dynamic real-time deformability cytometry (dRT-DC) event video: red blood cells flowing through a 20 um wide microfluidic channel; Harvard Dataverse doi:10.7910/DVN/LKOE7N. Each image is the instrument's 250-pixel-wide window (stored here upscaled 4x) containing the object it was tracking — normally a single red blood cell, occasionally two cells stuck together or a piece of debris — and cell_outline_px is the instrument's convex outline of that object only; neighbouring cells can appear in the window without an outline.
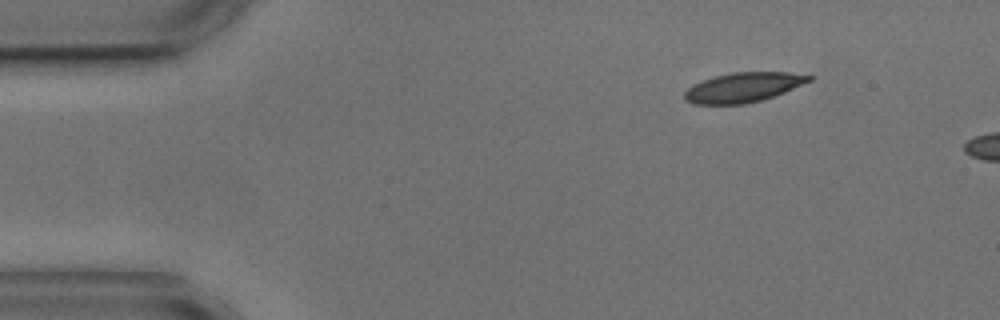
{"species": "common noctule bat (a hibernating species)", "species_latin": "Nyctalus noctula", "temperature_condition": "cold", "stored_images_in_passage": 2, "camera_frame_rate_fps": 3000, "um_per_image_px": 0.085, "animal": {"sex": "male", "body_mass_g": 17.9, "forearm_length_mm": 54.2}, "frame": {"image": 1, "passage_image": 1, "time_ms": 0.0, "image_size_px": [1000, 320], "cell_outline_px": [[812, 80], [784, 92], [760, 100], [744, 104], [692, 104], [684, 100], [684, 92], [688, 88], [704, 80], [716, 76], [732, 72], [788, 72], [812, 76]], "centroid_in_image_um": [63.16, 7.43], "position_along_channel_um": 21.8, "area_um2": 21.21}}